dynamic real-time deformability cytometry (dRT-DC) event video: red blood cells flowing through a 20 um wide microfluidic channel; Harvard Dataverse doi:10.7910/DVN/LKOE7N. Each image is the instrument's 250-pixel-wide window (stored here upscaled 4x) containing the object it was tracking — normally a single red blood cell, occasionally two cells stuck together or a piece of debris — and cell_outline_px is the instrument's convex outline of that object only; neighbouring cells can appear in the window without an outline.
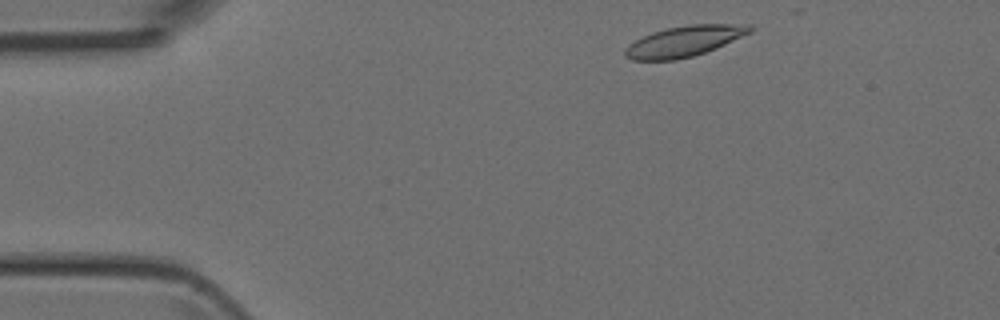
{"species": "Egyptian fruit bat (a non-hibernating species)", "species_latin": "Rousettus aegyptiacus", "temperature_condition": "room temperature", "stored_images_in_passage": 42, "camera_frame_rate_fps": 3000, "um_per_image_px": 0.085, "animal": {"sex": "female"}, "frame": {"image": 1, "passage_image": 2, "time_ms": 0.333, "image_size_px": [1000, 320], "cell_outline_px": [[756, 28], [752, 32], [716, 48], [692, 56], [672, 60], [632, 60], [624, 56], [624, 48], [628, 44], [652, 32], [668, 28], [688, 24], [752, 24]], "centroid_in_image_um": [58.19, 3.49], "position_along_channel_um": 26.8, "area_um2": 22.37}}
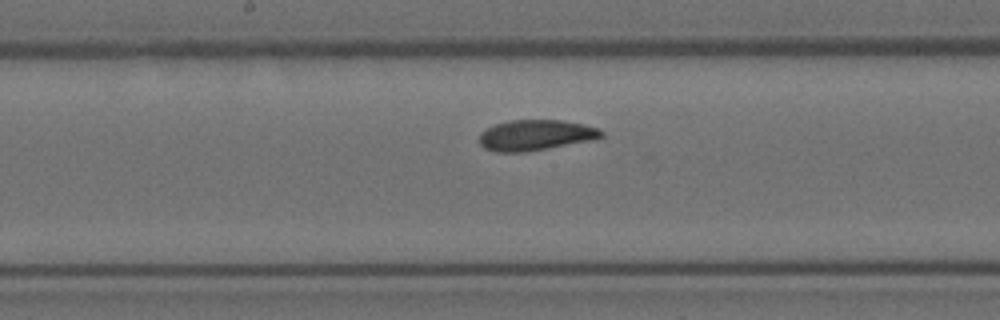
{"frame": {"image": 2, "passage_image": 19, "time_ms": 6.0, "image_size_px": [1000, 320], "cell_outline_px": [[604, 136], [596, 140], [524, 152], [496, 152], [484, 148], [480, 144], [480, 132], [496, 124], [508, 120], [560, 120], [584, 124], [600, 128], [604, 132]], "centroid_in_image_um": [45.58, 11.49], "position_along_channel_um": 202.6, "area_um2": 21.96}}
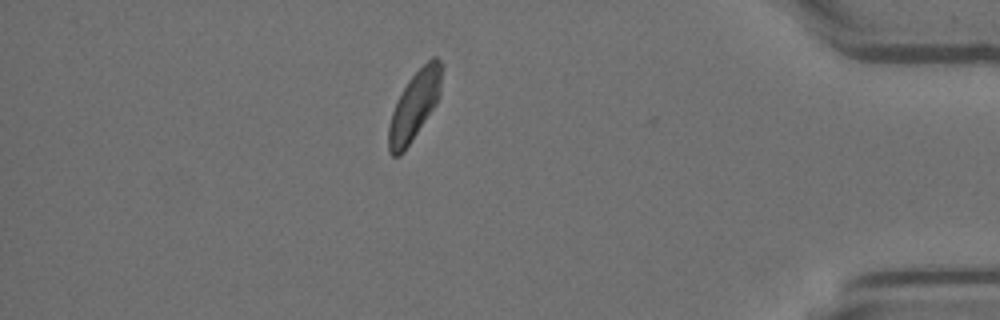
{"frame": {"image": 3, "passage_image": 36, "time_ms": 11.667, "image_size_px": [1000, 320], "cell_outline_px": [[444, 68], [440, 96], [436, 104], [404, 152], [400, 156], [392, 156], [388, 152], [388, 124], [392, 112], [408, 80], [432, 56], [436, 56], [444, 64]], "centroid_in_image_um": [35.26, 8.96], "position_along_channel_um": 399.9, "area_um2": 21.39}}